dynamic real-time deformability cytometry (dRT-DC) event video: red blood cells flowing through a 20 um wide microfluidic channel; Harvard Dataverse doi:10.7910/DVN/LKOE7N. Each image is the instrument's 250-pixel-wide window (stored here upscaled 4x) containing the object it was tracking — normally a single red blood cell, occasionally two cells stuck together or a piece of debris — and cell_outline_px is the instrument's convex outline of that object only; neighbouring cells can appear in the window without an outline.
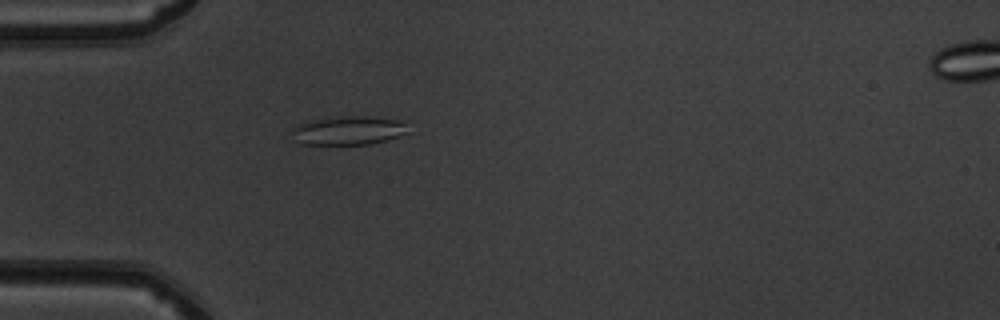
{"species": "common noctule bat (a hibernating species)", "species_latin": "Nyctalus noctula", "temperature_condition": "warm", "stored_images_in_passage": 42, "camera_frame_rate_fps": 3000, "um_per_image_px": 0.085, "animal": {"sex": "male", "body_mass_g": 19.5, "forearm_length_mm": 54.6}, "frame": {"image": 1, "passage_image": 7, "time_ms": 2.0, "image_size_px": [1000, 320], "cell_outline_px": [[408, 132], [400, 136], [388, 140], [372, 144], [300, 144], [292, 132], [292, 128], [300, 124], [316, 120], [344, 116], [376, 116], [400, 120], [404, 124]], "centroid_in_image_um": [29.68, 11.09], "position_along_channel_um": 55.3, "area_um2": 19.25}}
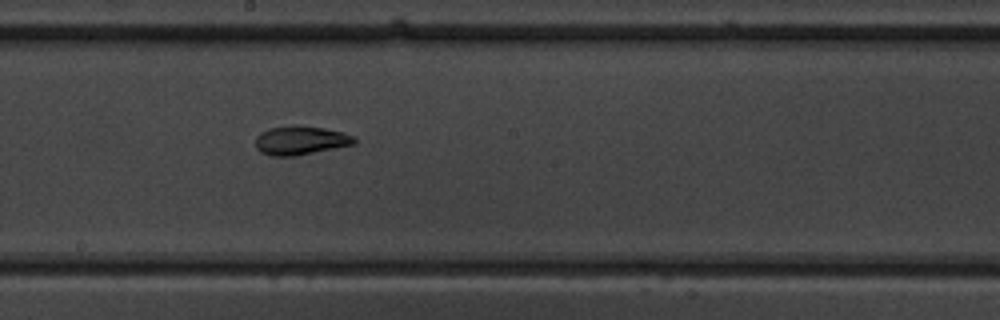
{"frame": {"image": 2, "passage_image": 20, "time_ms": 6.333, "image_size_px": [1000, 320], "cell_outline_px": [[356, 144], [296, 156], [272, 156], [260, 152], [256, 148], [256, 136], [260, 132], [268, 128], [324, 128], [344, 132], [356, 136]], "centroid_in_image_um": [25.58, 11.98], "position_along_channel_um": 222.6, "area_um2": 16.18}}
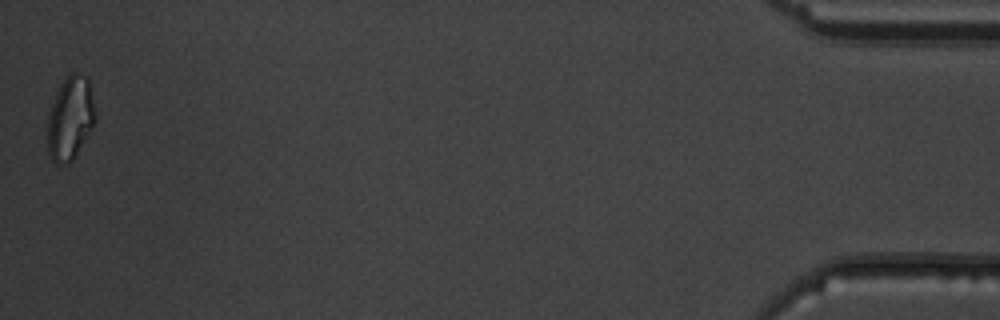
{"frame": {"image": 3, "passage_image": 42, "time_ms": 13.667, "image_size_px": [1000, 320], "cell_outline_px": [[96, 120], [92, 128], [72, 160], [68, 164], [52, 160], [48, 152], [48, 116], [52, 104], [60, 84], [72, 72], [76, 72], [88, 76], [96, 112]], "centroid_in_image_um": [6.0, 10.01], "position_along_channel_um": 429.2, "area_um2": 23.0}, "authors_computed_cell_mechanics": {"area_um2": 17.5134, "velocity_mm_per_s": 4.0433, "shape_relaxation_time_tau1_ms": null, "shape_relaxation_time_tau2_ms": 2.0058, "deformation_change_tau1": null, "deformation_change_tau2": 0.0908}}